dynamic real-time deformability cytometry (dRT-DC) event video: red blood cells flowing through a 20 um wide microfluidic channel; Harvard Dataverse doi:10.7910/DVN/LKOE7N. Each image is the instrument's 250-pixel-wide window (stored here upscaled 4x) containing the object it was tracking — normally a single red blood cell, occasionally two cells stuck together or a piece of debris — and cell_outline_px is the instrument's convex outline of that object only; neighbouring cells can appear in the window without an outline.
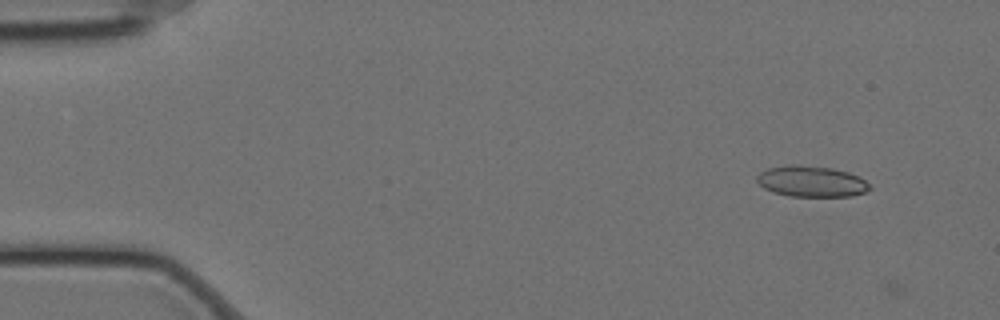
{"species": "Egyptian fruit bat (a non-hibernating species)", "species_latin": "Rousettus aegyptiacus", "temperature_condition": "cold", "stored_images_in_passage": 3, "camera_frame_rate_fps": 3000, "um_per_image_px": 0.085, "animal": {"sex": "female"}, "frame": {"image": 1, "passage_image": 2, "time_ms": 0.333, "image_size_px": [1000, 320], "cell_outline_px": [[872, 188], [864, 192], [852, 196], [788, 196], [772, 192], [764, 188], [756, 180], [756, 176], [760, 172], [768, 168], [796, 164], [832, 168], [848, 172], [864, 180]], "centroid_in_image_um": [68.94, 15.42], "position_along_channel_um": 16.1, "area_um2": 20.23}}